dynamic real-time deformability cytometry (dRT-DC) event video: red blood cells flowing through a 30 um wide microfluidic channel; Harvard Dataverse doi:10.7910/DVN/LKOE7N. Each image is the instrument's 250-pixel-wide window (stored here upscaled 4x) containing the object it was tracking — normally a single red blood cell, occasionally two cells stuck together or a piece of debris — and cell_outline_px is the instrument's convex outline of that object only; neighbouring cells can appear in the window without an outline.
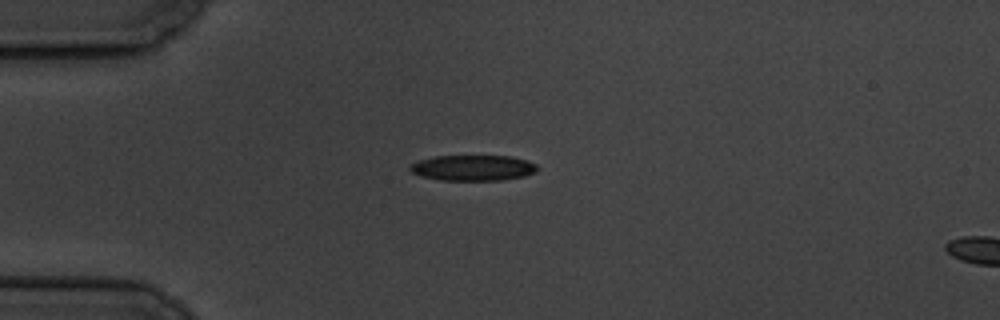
{"species": "common noctule bat (a hibernating species)", "species_latin": "Nyctalus noctula", "temperature_condition": "cold", "stored_images_in_passage": 3, "camera_frame_rate_fps": 3000, "um_per_image_px": 0.085, "animal": {"sex": "male", "body_mass_g": 19.5, "forearm_length_mm": 54.6}, "frame": {"image": 1, "passage_image": 1, "time_ms": 0.0, "image_size_px": [1000, 320], "cell_outline_px": [[536, 172], [524, 176], [500, 180], [440, 180], [420, 176], [412, 172], [408, 168], [412, 164], [420, 160], [436, 156], [512, 156], [536, 164]], "centroid_in_image_um": [40.18, 14.27], "position_along_channel_um": 44.8, "area_um2": 18.84}}
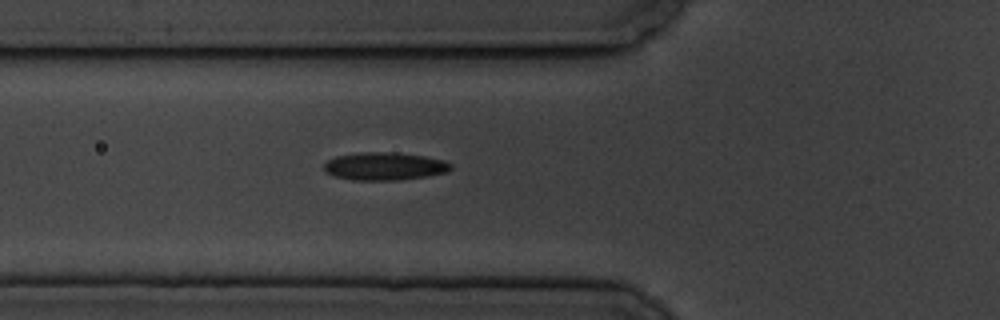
{"frame": {"image": 2, "passage_image": 3, "time_ms": 2.0, "image_size_px": [1000, 320], "cell_outline_px": [[452, 168], [448, 172], [428, 176], [400, 180], [352, 180], [332, 176], [324, 172], [324, 164], [328, 160], [336, 156], [360, 152], [388, 152], [424, 156], [444, 160], [452, 164]], "centroid_in_image_um": [32.67, 14.14], "position_along_channel_um": 93.1, "area_um2": 20.75}}